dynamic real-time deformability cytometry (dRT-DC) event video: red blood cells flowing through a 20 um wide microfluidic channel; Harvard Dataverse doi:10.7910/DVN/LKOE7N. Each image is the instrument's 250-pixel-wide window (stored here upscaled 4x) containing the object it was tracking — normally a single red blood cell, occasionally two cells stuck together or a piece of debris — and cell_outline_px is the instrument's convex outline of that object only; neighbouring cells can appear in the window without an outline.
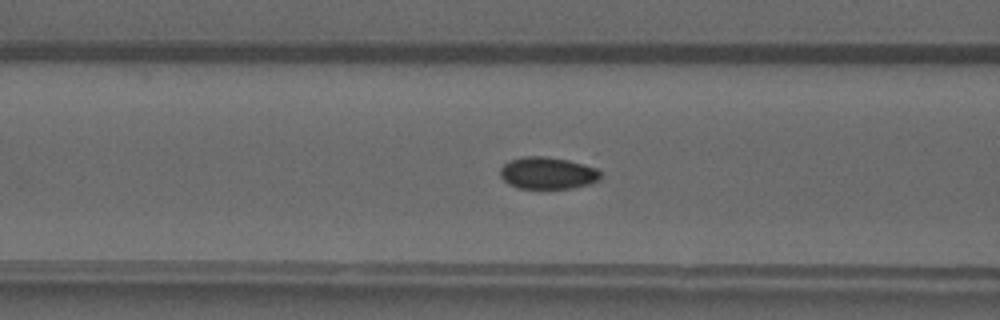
{"species": "common noctule bat (a hibernating species)", "species_latin": "Nyctalus noctula", "temperature_condition": "warm", "stored_images_in_passage": 38, "camera_frame_rate_fps": 3000, "um_per_image_px": 0.085, "animal": {"sex": "male", "forearm_length_mm": 52.5}, "frame": {"image": 1, "passage_image": 8, "time_ms": 2.333, "image_size_px": [1000, 320], "cell_outline_px": [[600, 176], [596, 180], [588, 184], [572, 188], [516, 188], [508, 184], [500, 176], [500, 168], [508, 160], [524, 156], [544, 156], [588, 160], [600, 172]], "centroid_in_image_um": [46.6, 14.66], "position_along_channel_um": 120.0, "area_um2": 19.48}}
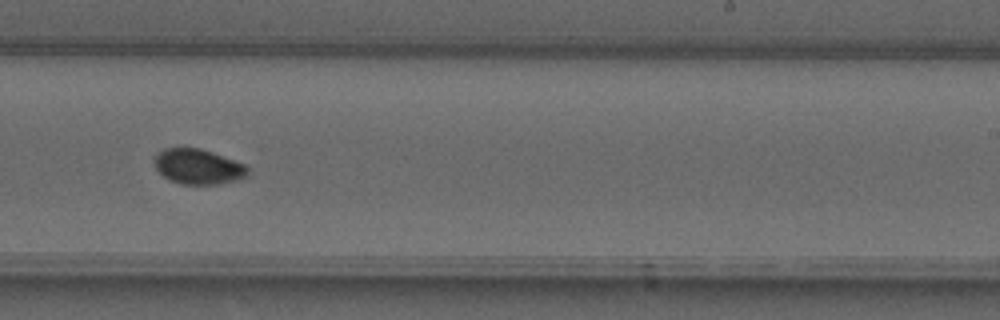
{"frame": {"image": 2, "passage_image": 19, "time_ms": 6.0, "image_size_px": [1000, 320], "cell_outline_px": [[248, 176], [236, 180], [220, 184], [180, 184], [168, 180], [156, 168], [156, 156], [164, 148], [200, 148], [212, 152], [244, 164], [248, 168]], "centroid_in_image_um": [16.86, 14.18], "position_along_channel_um": 272.1, "area_um2": 18.9}}
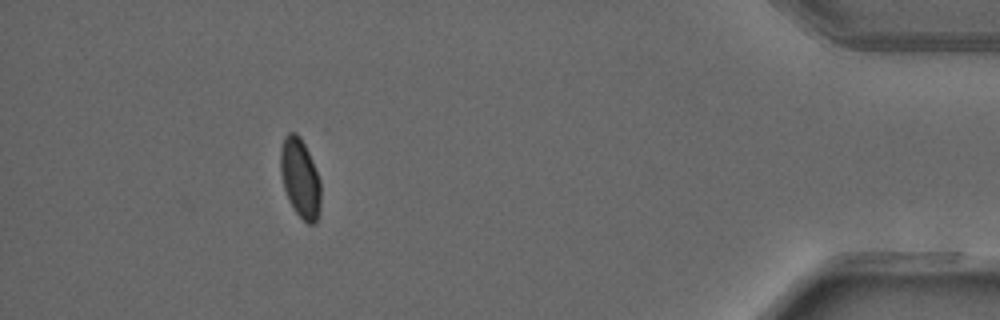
{"frame": {"image": 3, "passage_image": 33, "time_ms": 10.667, "image_size_px": [1000, 320], "cell_outline_px": [[320, 208], [316, 224], [308, 224], [296, 212], [288, 200], [284, 188], [280, 172], [280, 148], [284, 136], [288, 132], [296, 132], [300, 136], [312, 160], [320, 180]], "centroid_in_image_um": [25.5, 15.13], "position_along_channel_um": 409.7, "area_um2": 18.67}, "authors_computed_cell_mechanics": {"area_um2": 18.785, "velocity_mm_per_s": 4.1658, "shape_relaxation_time_tau1_ms": null, "shape_relaxation_time_tau2_ms": 1.7149, "deformation_change_tau1": null, "deformation_change_tau2": 0.0319}}